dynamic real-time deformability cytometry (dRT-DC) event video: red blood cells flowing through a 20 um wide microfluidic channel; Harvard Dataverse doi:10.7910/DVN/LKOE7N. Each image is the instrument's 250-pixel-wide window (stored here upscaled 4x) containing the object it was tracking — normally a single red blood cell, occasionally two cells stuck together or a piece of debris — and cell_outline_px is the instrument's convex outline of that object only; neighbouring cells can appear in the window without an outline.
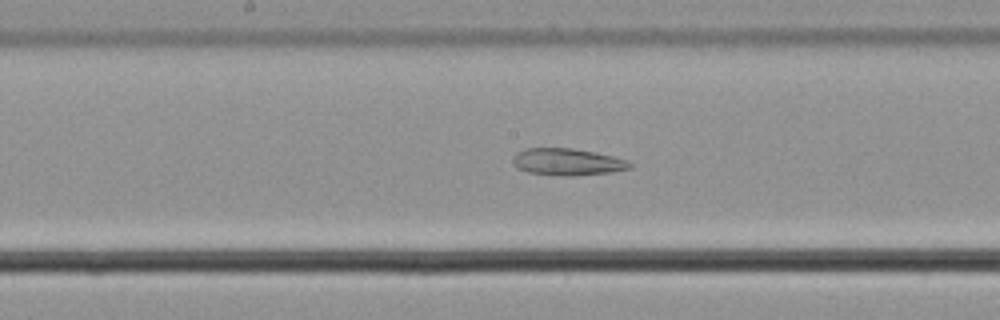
{"species": "common noctule bat (a hibernating species)", "species_latin": "Nyctalus noctula", "temperature_condition": "cold", "stored_images_in_passage": 50, "camera_frame_rate_fps": 3000, "um_per_image_px": 0.085, "animal": {"sex": "male", "body_mass_g": 21.5, "forearm_length_mm": 52.0}, "frame": {"image": 1, "passage_image": 23, "time_ms": 7.333, "image_size_px": [1000, 320], "cell_outline_px": [[632, 168], [612, 172], [572, 176], [568, 176], [528, 172], [516, 168], [512, 164], [512, 156], [516, 152], [524, 148], [572, 148], [612, 156], [628, 160], [632, 164]], "centroid_in_image_um": [48.19, 13.76], "position_along_channel_um": 200.0, "area_um2": 18.44}}
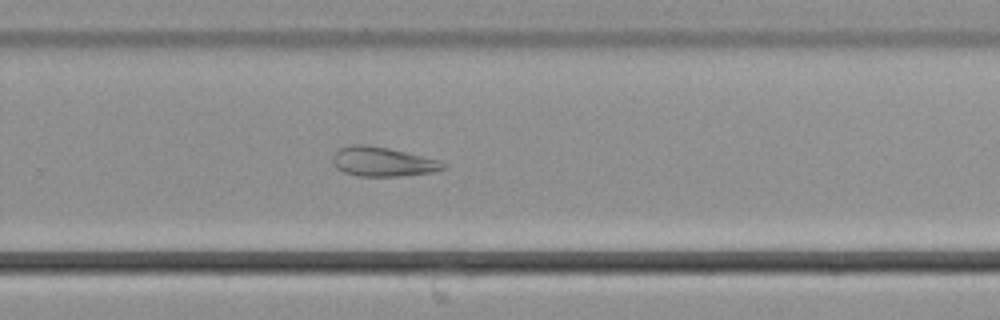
{"frame": {"image": 2, "passage_image": 31, "time_ms": 10.0, "image_size_px": [1000, 320], "cell_outline_px": [[448, 168], [436, 172], [400, 176], [356, 176], [344, 172], [336, 168], [332, 164], [332, 156], [340, 148], [352, 144], [368, 144], [388, 148], [440, 160], [448, 164]], "centroid_in_image_um": [32.56, 13.75], "position_along_channel_um": 297.2, "area_um2": 19.25}}
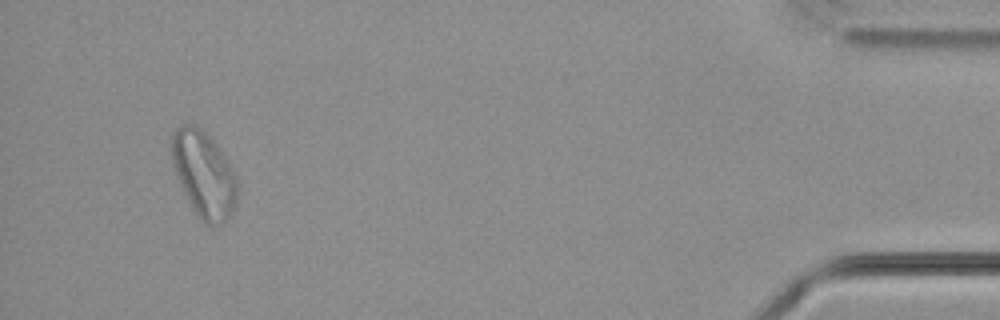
{"frame": {"image": 3, "passage_image": 47, "time_ms": 15.333, "image_size_px": [1000, 320], "cell_outline_px": [[236, 204], [228, 220], [224, 224], [216, 228], [204, 224], [200, 220], [192, 208], [176, 176], [172, 164], [172, 132], [180, 124], [192, 124], [200, 128], [212, 140], [224, 156], [236, 176]], "centroid_in_image_um": [17.32, 14.88], "position_along_channel_um": 417.9, "area_um2": 32.95}}